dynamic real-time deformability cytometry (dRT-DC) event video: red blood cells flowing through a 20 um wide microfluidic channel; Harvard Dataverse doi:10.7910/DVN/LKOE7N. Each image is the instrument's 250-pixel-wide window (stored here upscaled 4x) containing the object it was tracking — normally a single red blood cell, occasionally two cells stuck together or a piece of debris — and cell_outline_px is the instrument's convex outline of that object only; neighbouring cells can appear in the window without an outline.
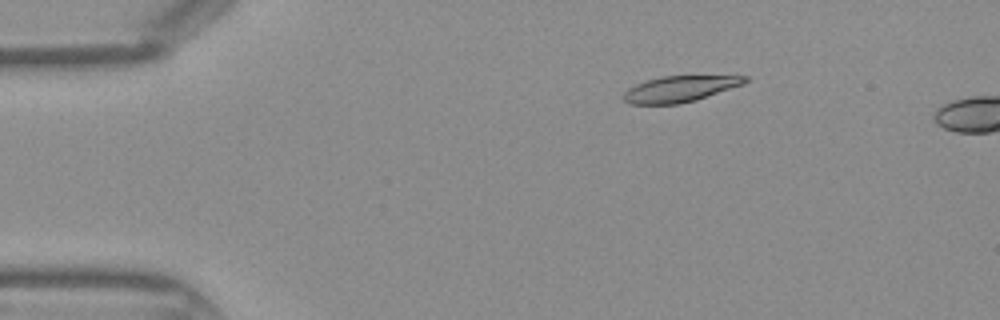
{"species": "Egyptian fruit bat (a non-hibernating species)", "species_latin": "Rousettus aegyptiacus", "temperature_condition": "warm", "stored_images_in_passage": 4, "camera_frame_rate_fps": 3000, "um_per_image_px": 0.085, "frame": {"image": 1, "passage_image": 1, "time_ms": 0.0, "image_size_px": [1000, 320], "cell_outline_px": [[748, 80], [744, 84], [696, 100], [680, 104], [628, 104], [624, 100], [624, 92], [628, 88], [636, 84], [648, 80], [664, 76], [748, 76]], "centroid_in_image_um": [57.78, 7.56], "position_along_channel_um": 27.2, "area_um2": 18.26}}